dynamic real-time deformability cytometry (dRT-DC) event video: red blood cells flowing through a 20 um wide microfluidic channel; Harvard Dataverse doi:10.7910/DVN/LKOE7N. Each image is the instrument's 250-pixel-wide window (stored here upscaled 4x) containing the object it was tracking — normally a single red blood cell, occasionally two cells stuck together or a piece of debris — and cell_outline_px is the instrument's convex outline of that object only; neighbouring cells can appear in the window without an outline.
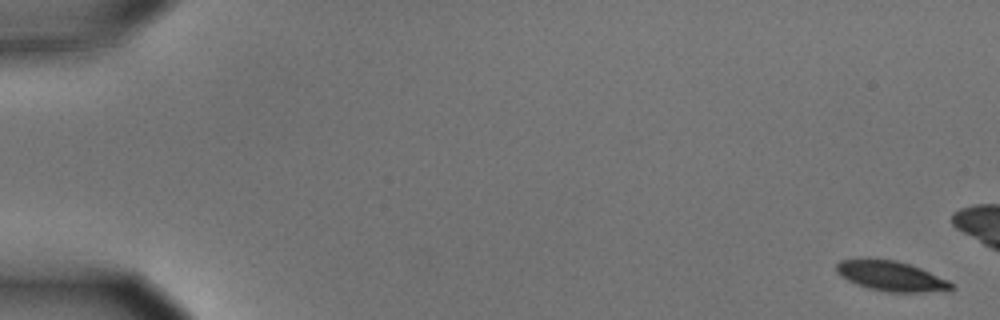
{"species": "common noctule bat (a hibernating species)", "species_latin": "Nyctalus noctula", "temperature_condition": "cold", "stored_images_in_passage": 5, "camera_frame_rate_fps": 3000, "um_per_image_px": 0.085, "animal": {"sex": "male", "body_mass_g": 15.6}, "frame": {"image": 1, "passage_image": 1, "time_ms": 0.0, "image_size_px": [1000, 320], "cell_outline_px": [[956, 288], [952, 292], [884, 292], [868, 288], [856, 284], [840, 276], [836, 272], [836, 264], [840, 260], [868, 256], [896, 260], [920, 268], [948, 280]], "centroid_in_image_um": [75.74, 23.45], "position_along_channel_um": 9.3, "area_um2": 20.87}}